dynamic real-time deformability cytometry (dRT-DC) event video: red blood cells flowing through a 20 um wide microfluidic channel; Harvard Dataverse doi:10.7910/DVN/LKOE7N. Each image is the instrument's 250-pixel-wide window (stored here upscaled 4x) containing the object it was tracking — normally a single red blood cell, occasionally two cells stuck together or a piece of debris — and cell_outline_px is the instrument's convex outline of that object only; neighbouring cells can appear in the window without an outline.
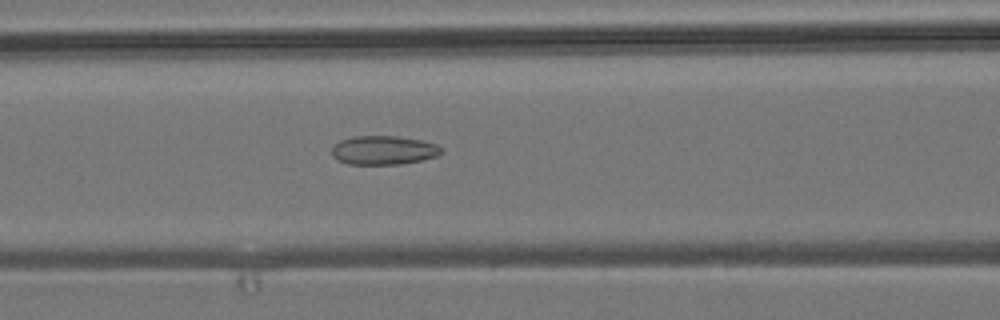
{"species": "common noctule bat (a hibernating species)", "species_latin": "Nyctalus noctula", "temperature_condition": "room temperature", "stored_images_in_passage": 36, "camera_frame_rate_fps": 3000, "um_per_image_px": 0.085, "animal": {"sex": "male", "body_mass_g": 19.2, "forearm_length_mm": 51.8}, "frame": {"image": 1, "passage_image": 12, "time_ms": 3.667, "image_size_px": [1000, 320], "cell_outline_px": [[444, 152], [436, 156], [420, 160], [400, 164], [348, 164], [336, 160], [332, 156], [332, 148], [340, 140], [352, 136], [396, 136], [420, 140], [436, 144], [444, 148]], "centroid_in_image_um": [32.6, 12.77], "position_along_channel_um": 134.0, "area_um2": 18.5}}
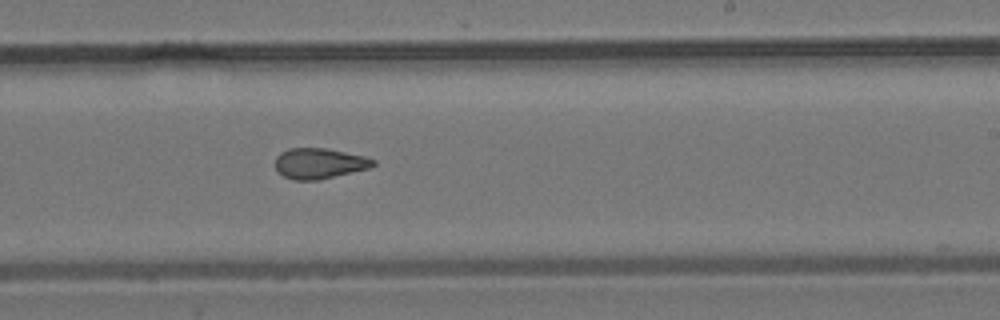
{"frame": {"image": 2, "passage_image": 22, "time_ms": 7.0, "image_size_px": [1000, 320], "cell_outline_px": [[376, 164], [368, 168], [320, 180], [292, 180], [276, 172], [276, 156], [280, 152], [288, 148], [328, 148], [364, 156], [376, 160]], "centroid_in_image_um": [27.11, 13.89], "position_along_channel_um": 261.9, "area_um2": 17.57}}
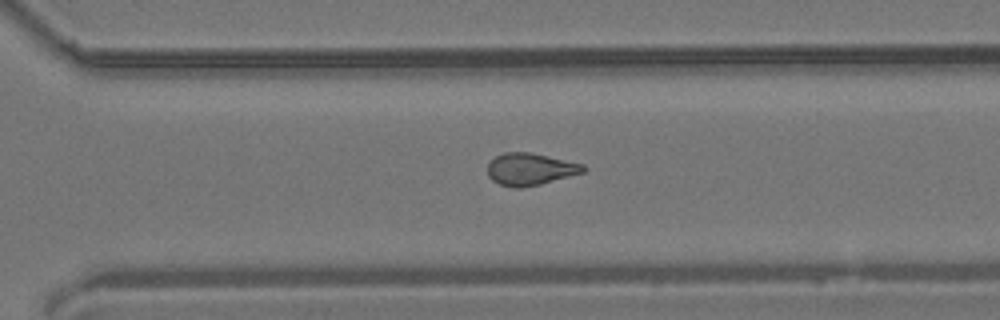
{"frame": {"image": 3, "passage_image": 27, "time_ms": 8.667, "image_size_px": [1000, 320], "cell_outline_px": [[588, 168], [584, 172], [540, 184], [520, 188], [516, 188], [500, 184], [492, 180], [488, 176], [488, 164], [496, 156], [504, 152], [528, 152], [548, 156], [584, 164]], "centroid_in_image_um": [45.08, 14.37], "position_along_channel_um": 325.5, "area_um2": 17.8}, "authors_computed_cell_mechanics": {"area_um2": 17.8024, "velocity_mm_per_s": 3.8433, "shape_relaxation_time_tau1_ms": null, "shape_relaxation_time_tau2_ms": 2.4763, "deformation_change_tau1": null, "deformation_change_tau2": 0.0964}}